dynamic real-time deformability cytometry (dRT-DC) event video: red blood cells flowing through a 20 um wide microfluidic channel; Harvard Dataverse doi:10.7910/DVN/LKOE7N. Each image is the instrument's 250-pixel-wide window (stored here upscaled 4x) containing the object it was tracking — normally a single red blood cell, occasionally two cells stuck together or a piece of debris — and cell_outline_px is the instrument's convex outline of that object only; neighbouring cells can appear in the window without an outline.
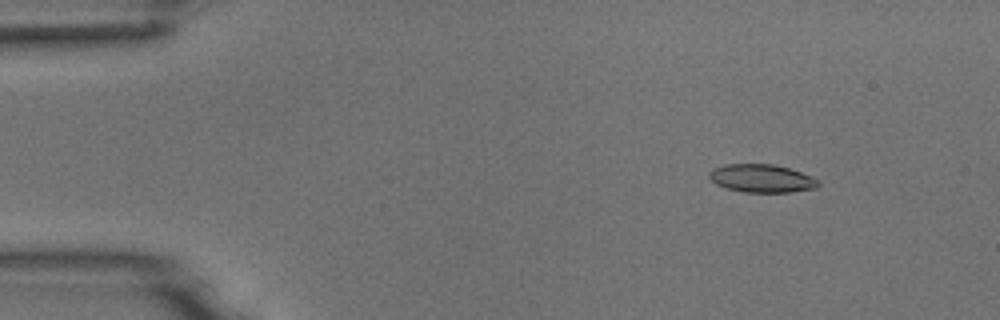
{"species": "common noctule bat (a hibernating species)", "species_latin": "Nyctalus noctula", "temperature_condition": "room temperature", "stored_images_in_passage": 3, "camera_frame_rate_fps": 3000, "um_per_image_px": 0.085, "animal": {"sex": "male", "body_mass_g": 18.8}, "frame": {"image": 1, "passage_image": 1, "time_ms": 0.0, "image_size_px": [1000, 320], "cell_outline_px": [[820, 184], [816, 188], [792, 192], [744, 192], [728, 188], [716, 184], [708, 176], [708, 172], [712, 168], [724, 164], [772, 164], [788, 168], [812, 176], [820, 180]], "centroid_in_image_um": [64.75, 15.16], "position_along_channel_um": 20.3, "area_um2": 17.92}}